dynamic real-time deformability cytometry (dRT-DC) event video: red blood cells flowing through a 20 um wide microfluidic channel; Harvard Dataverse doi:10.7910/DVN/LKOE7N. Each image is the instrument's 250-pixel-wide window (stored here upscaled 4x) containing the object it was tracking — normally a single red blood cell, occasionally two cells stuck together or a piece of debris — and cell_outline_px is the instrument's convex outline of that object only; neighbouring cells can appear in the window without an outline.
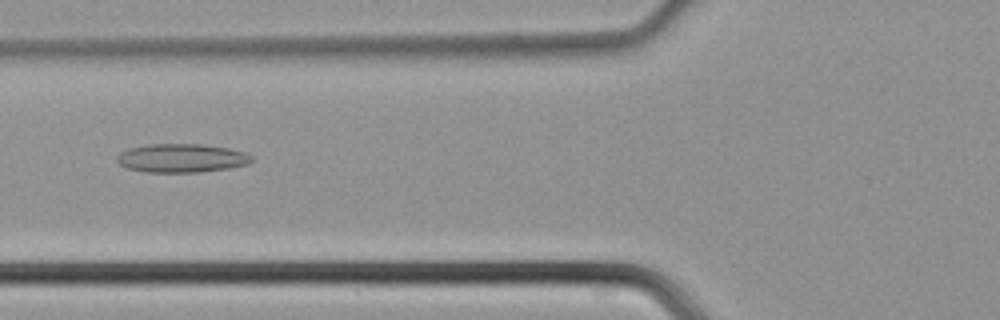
{"species": "common noctule bat (a hibernating species)", "species_latin": "Nyctalus noctula", "temperature_condition": "cold", "stored_images_in_passage": 34, "camera_frame_rate_fps": 3000, "um_per_image_px": 0.085, "animal": {"sex": "male", "body_mass_g": 21.5, "forearm_length_mm": 52.0}, "frame": {"image": 1, "passage_image": 6, "time_ms": 1.667, "image_size_px": [1000, 320], "cell_outline_px": [[252, 160], [248, 164], [228, 168], [200, 172], [148, 172], [128, 168], [120, 164], [116, 160], [116, 156], [120, 152], [128, 148], [148, 144], [204, 144], [228, 148], [244, 152], [252, 156]], "centroid_in_image_um": [15.42, 13.43], "position_along_channel_um": 110.4, "area_um2": 22.48}}
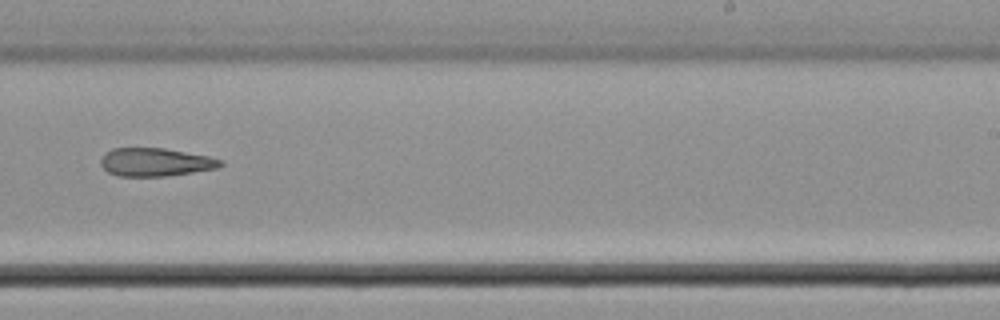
{"frame": {"image": 2, "passage_image": 17, "time_ms": 5.333, "image_size_px": [1000, 320], "cell_outline_px": [[224, 164], [220, 168], [168, 176], [116, 176], [108, 172], [100, 164], [100, 160], [104, 152], [112, 148], [164, 148], [208, 156], [224, 160]], "centroid_in_image_um": [13.22, 13.78], "position_along_channel_um": 275.8, "area_um2": 19.94}}
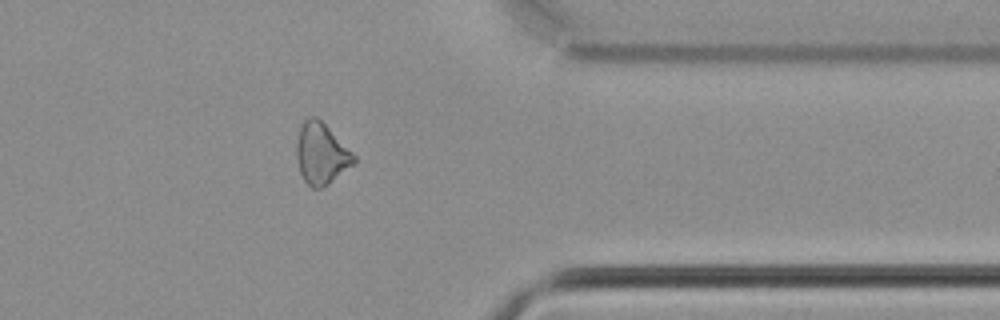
{"frame": {"image": 3, "passage_image": 25, "time_ms": 8.0, "image_size_px": [1000, 320], "cell_outline_px": [[356, 160], [352, 164], [328, 184], [320, 188], [312, 188], [304, 180], [300, 172], [296, 156], [296, 144], [300, 128], [304, 120], [308, 116], [316, 116], [356, 156]], "centroid_in_image_um": [27.27, 13.06], "position_along_channel_um": 384.1, "area_um2": 20.0}}